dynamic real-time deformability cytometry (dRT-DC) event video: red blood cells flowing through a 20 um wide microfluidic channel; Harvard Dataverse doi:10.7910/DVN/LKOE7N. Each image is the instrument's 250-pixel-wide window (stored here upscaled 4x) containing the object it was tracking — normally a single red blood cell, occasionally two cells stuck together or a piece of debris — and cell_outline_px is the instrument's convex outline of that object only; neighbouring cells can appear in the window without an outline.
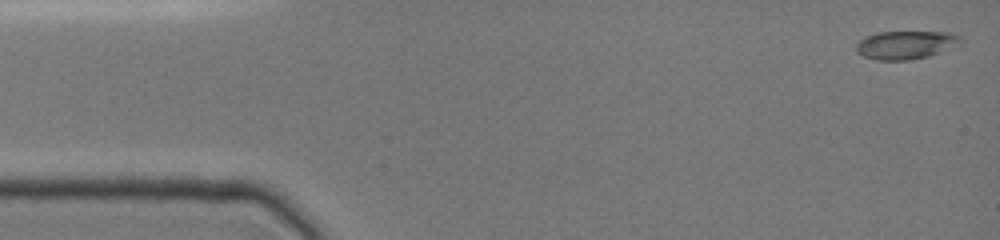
{"species": "common noctule bat (a hibernating species)", "species_latin": "Nyctalus noctula", "temperature_condition": "cold", "stored_images_in_passage": 13, "camera_frame_rate_fps": 3000, "um_per_image_px": 0.085, "animal": {"sex": "female", "body_mass_g": 19.0, "forearm_length_mm": 51.5}, "frame": {"image": 1, "passage_image": 1, "time_ms": 0.0, "image_size_px": [1000, 240], "cell_outline_px": [[964, 44], [928, 56], [912, 60], [876, 60], [864, 56], [856, 52], [856, 44], [864, 36], [880, 32], [948, 32], [960, 36], [964, 40]], "centroid_in_image_um": [77.03, 3.82], "position_along_channel_um": 8.0, "area_um2": 17.46}}
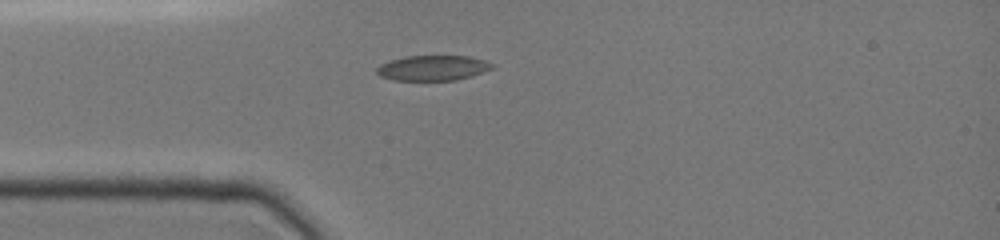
{"frame": {"image": 2, "passage_image": 10, "time_ms": 3.667, "image_size_px": [1000, 240], "cell_outline_px": [[496, 68], [472, 76], [456, 80], [392, 80], [380, 76], [376, 72], [376, 68], [380, 64], [404, 56], [468, 56], [484, 60], [496, 64]], "centroid_in_image_um": [36.83, 5.78], "position_along_channel_um": 48.2, "area_um2": 17.11}}
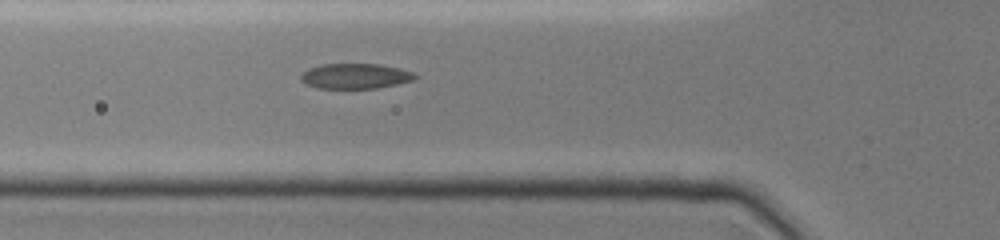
{"frame": {"image": 3, "passage_image": 13, "time_ms": 5.0, "image_size_px": [1000, 240], "cell_outline_px": [[416, 80], [376, 88], [316, 88], [300, 80], [300, 76], [308, 68], [324, 64], [380, 64], [400, 68], [412, 72], [416, 76]], "centroid_in_image_um": [30.21, 6.46], "position_along_channel_um": 95.6, "area_um2": 16.7}}